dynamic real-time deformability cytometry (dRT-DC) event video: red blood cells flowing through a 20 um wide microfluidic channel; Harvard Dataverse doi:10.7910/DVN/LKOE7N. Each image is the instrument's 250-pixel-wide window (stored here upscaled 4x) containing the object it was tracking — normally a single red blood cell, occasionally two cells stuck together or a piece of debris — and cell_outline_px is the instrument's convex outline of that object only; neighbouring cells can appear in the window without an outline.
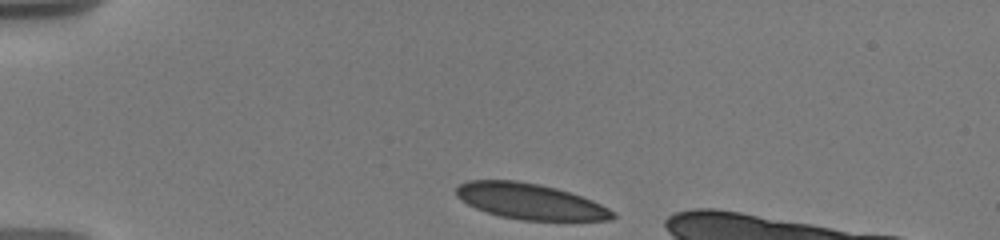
{"species": "human", "species_latin": "Homo sapiens", "temperature_condition": "warm", "stored_images_in_passage": 31, "camera_frame_rate_fps": 3000, "um_per_image_px": 0.085, "donor": {"sex": "male"}, "frame": {"image": 1, "passage_image": 1, "time_ms": 0.0, "image_size_px": [1000, 240], "cell_outline_px": [[616, 216], [612, 220], [520, 220], [500, 216], [476, 208], [460, 200], [456, 196], [456, 188], [460, 184], [468, 180], [516, 180], [556, 188], [592, 200], [616, 212]], "centroid_in_image_um": [45.05, 17.12], "position_along_channel_um": 39.9, "area_um2": 32.43}}
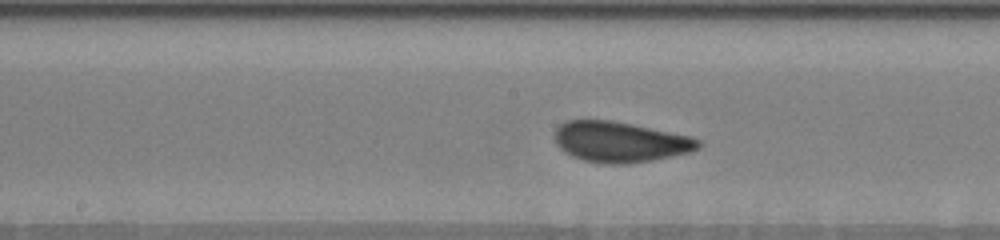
{"frame": {"image": 2, "passage_image": 14, "time_ms": 5.667, "image_size_px": [1000, 240], "cell_outline_px": [[704, 144], [700, 148], [688, 152], [672, 156], [652, 160], [628, 164], [608, 164], [584, 160], [572, 156], [564, 152], [556, 144], [556, 128], [560, 124], [568, 120], [612, 120], [692, 136], [700, 140]], "centroid_in_image_um": [52.74, 12.06], "position_along_channel_um": 195.5, "area_um2": 33.99}}
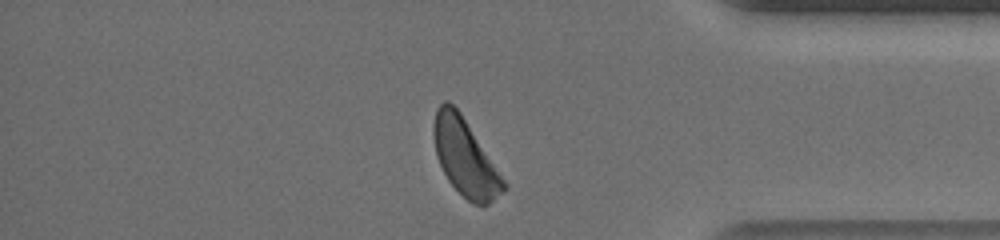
{"frame": {"image": 3, "passage_image": 28, "time_ms": 11.667, "image_size_px": [1000, 240], "cell_outline_px": [[508, 188], [488, 204], [472, 204], [448, 180], [436, 156], [432, 136], [432, 124], [436, 108], [444, 100], [448, 100], [460, 112], [508, 184]], "centroid_in_image_um": [39.52, 13.36], "position_along_channel_um": 395.7, "area_um2": 31.21}}